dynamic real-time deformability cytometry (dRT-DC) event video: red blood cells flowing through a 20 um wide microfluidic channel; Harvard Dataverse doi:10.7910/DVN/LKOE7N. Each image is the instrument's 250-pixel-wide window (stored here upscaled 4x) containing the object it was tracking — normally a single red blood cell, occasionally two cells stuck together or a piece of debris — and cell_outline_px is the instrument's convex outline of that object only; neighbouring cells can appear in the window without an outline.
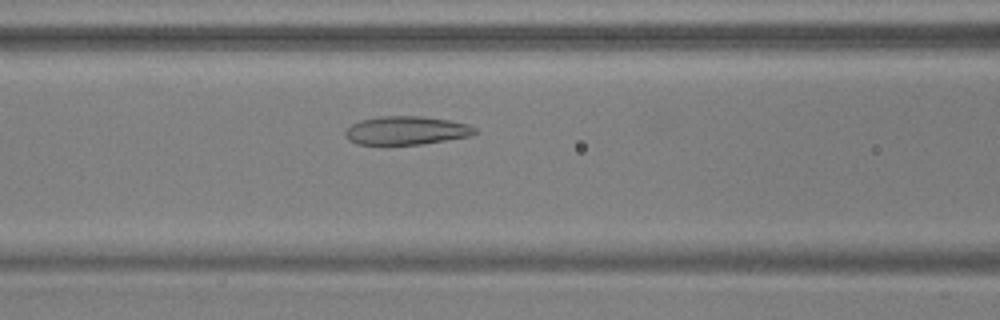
{"species": "common noctule bat (a hibernating species)", "species_latin": "Nyctalus noctula", "temperature_condition": "warm", "stored_images_in_passage": 46, "camera_frame_rate_fps": 3000, "um_per_image_px": 0.085, "animal": {"sex": "male", "body_mass_g": 17.9, "forearm_length_mm": 54.2}, "frame": {"image": 1, "passage_image": 13, "time_ms": 4.0, "image_size_px": [1000, 320], "cell_outline_px": [[480, 132], [468, 136], [420, 144], [356, 144], [348, 140], [344, 132], [352, 124], [360, 120], [380, 116], [424, 116], [448, 120], [468, 124], [476, 128]], "centroid_in_image_um": [34.54, 11.08], "position_along_channel_um": 132.1, "area_um2": 21.39}}
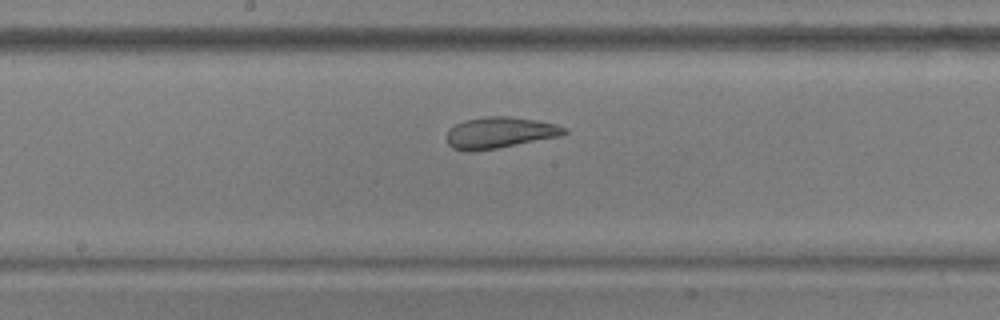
{"frame": {"image": 2, "passage_image": 19, "time_ms": 6.0, "image_size_px": [1000, 320], "cell_outline_px": [[568, 132], [564, 136], [496, 148], [472, 152], [468, 152], [452, 148], [448, 144], [444, 136], [448, 128], [464, 120], [484, 116], [508, 116], [536, 120], [556, 124], [564, 128]], "centroid_in_image_um": [42.43, 11.28], "position_along_channel_um": 205.8, "area_um2": 21.79}}
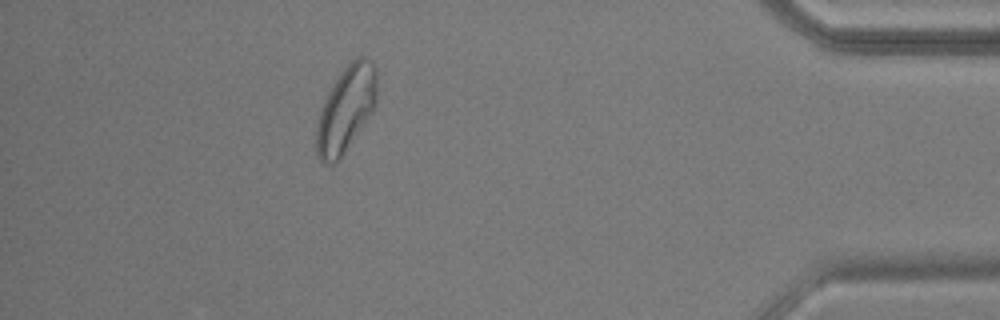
{"frame": {"image": 3, "passage_image": 39, "time_ms": 12.667, "image_size_px": [1000, 320], "cell_outline_px": [[376, 104], [372, 112], [336, 164], [324, 164], [320, 160], [316, 152], [316, 128], [320, 112], [324, 100], [328, 92], [344, 68], [356, 56], [364, 56], [372, 60], [376, 68]], "centroid_in_image_um": [29.41, 9.28], "position_along_channel_um": 405.8, "area_um2": 30.06}}